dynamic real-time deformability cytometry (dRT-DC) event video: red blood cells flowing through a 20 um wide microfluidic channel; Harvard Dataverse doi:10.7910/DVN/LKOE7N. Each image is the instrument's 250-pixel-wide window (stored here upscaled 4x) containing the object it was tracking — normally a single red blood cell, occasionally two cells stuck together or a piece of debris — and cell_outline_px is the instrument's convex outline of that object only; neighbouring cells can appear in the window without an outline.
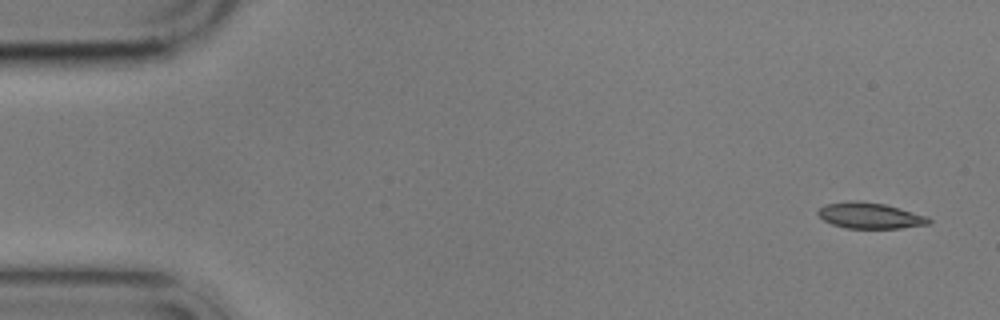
{"species": "common noctule bat (a hibernating species)", "species_latin": "Nyctalus noctula", "temperature_condition": "cold", "stored_images_in_passage": 6, "camera_frame_rate_fps": 3000, "um_per_image_px": 0.085, "animal": {"sex": "male", "body_mass_g": 17.9}, "frame": {"image": 1, "passage_image": 1, "time_ms": 0.0, "image_size_px": [1000, 320], "cell_outline_px": [[932, 220], [928, 224], [900, 228], [844, 228], [832, 224], [824, 220], [816, 212], [824, 204], [848, 200], [860, 200], [884, 204], [928, 216]], "centroid_in_image_um": [73.92, 18.31], "position_along_channel_um": 11.1, "area_um2": 16.82}}
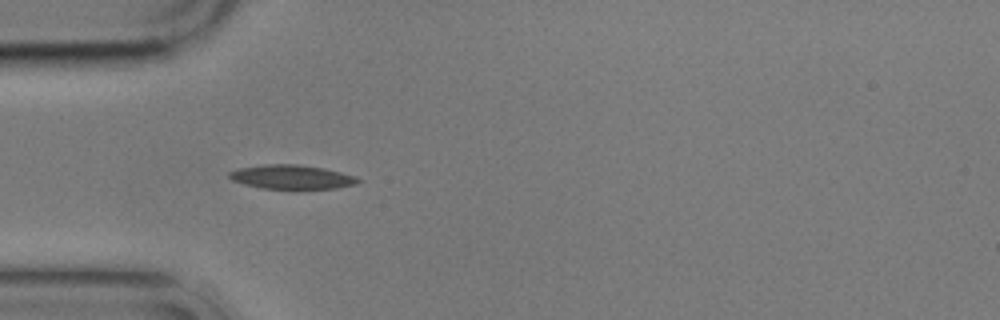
{"frame": {"image": 2, "passage_image": 5, "time_ms": 4.667, "image_size_px": [1000, 320], "cell_outline_px": [[364, 180], [356, 184], [336, 188], [296, 192], [292, 192], [260, 188], [244, 184], [232, 180], [228, 176], [228, 172], [240, 168], [260, 164], [300, 164], [324, 168], [356, 176]], "centroid_in_image_um": [24.83, 15.09], "position_along_channel_um": 60.2, "area_um2": 19.25}}
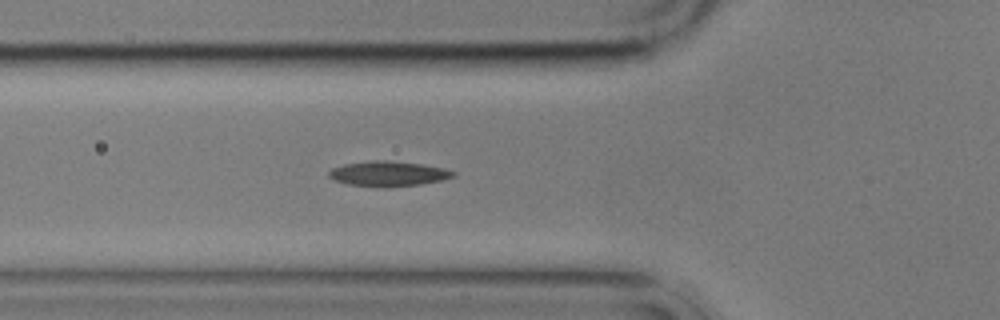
{"frame": {"image": 3, "passage_image": 6, "time_ms": 5.667, "image_size_px": [1000, 320], "cell_outline_px": [[456, 176], [440, 180], [420, 184], [384, 188], [348, 184], [332, 180], [328, 176], [328, 172], [332, 168], [344, 164], [372, 160], [388, 160], [420, 164], [444, 168], [456, 172]], "centroid_in_image_um": [32.97, 14.77], "position_along_channel_um": 92.8, "area_um2": 18.26}}